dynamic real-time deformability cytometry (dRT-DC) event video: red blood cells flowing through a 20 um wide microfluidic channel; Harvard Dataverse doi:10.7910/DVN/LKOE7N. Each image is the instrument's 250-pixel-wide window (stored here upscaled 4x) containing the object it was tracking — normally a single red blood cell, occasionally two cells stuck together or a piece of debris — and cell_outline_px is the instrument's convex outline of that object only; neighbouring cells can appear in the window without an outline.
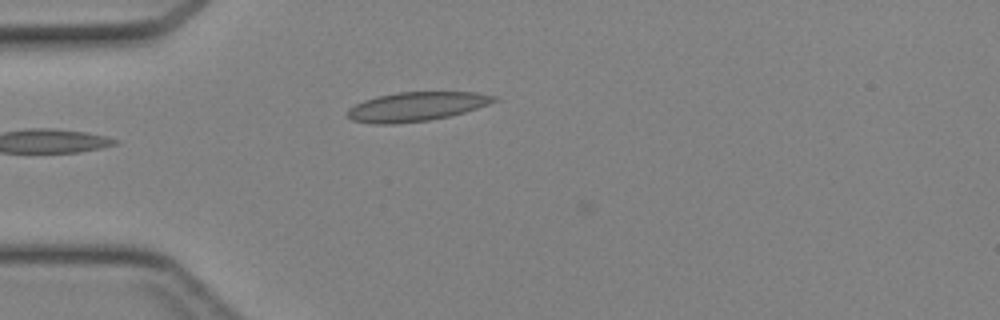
{"species": "Egyptian fruit bat (a non-hibernating species)", "species_latin": "Rousettus aegyptiacus", "temperature_condition": "cold", "stored_images_in_passage": 34, "camera_frame_rate_fps": 3000, "um_per_image_px": 0.085, "animal": {"sex": "female"}, "frame": {"image": 1, "passage_image": 4, "time_ms": 1.0, "image_size_px": [1000, 320], "cell_outline_px": [[500, 100], [464, 112], [448, 116], [428, 120], [392, 124], [376, 124], [352, 120], [348, 116], [348, 108], [364, 100], [376, 96], [396, 92], [476, 92], [496, 96]], "centroid_in_image_um": [35.39, 9.05], "position_along_channel_um": 49.6, "area_um2": 24.74}}
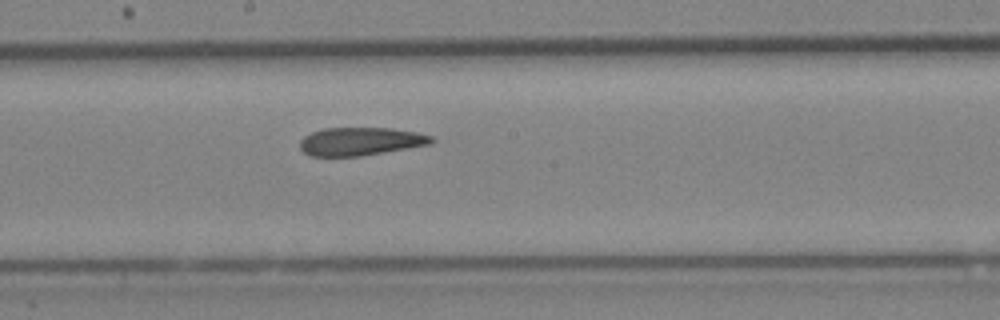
{"frame": {"image": 2, "passage_image": 16, "time_ms": 5.0, "image_size_px": [1000, 320], "cell_outline_px": [[436, 140], [432, 144], [360, 156], [308, 156], [300, 148], [300, 140], [304, 136], [312, 132], [324, 128], [392, 128], [416, 132], [432, 136]], "centroid_in_image_um": [30.65, 12.02], "position_along_channel_um": 217.5, "area_um2": 21.62}}
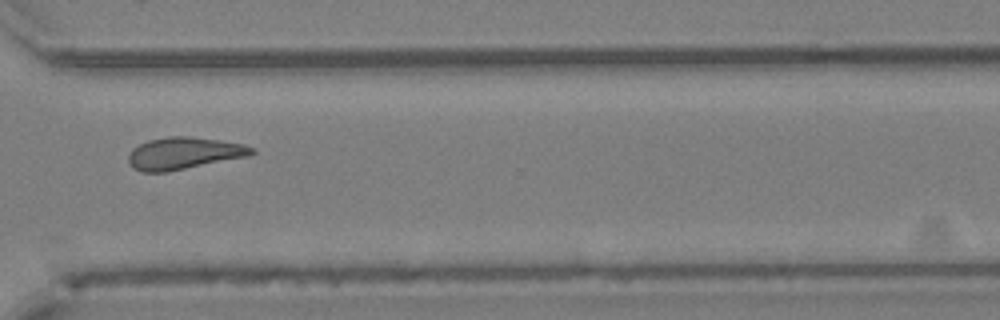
{"frame": {"image": 3, "passage_image": 25, "time_ms": 8.0, "image_size_px": [1000, 320], "cell_outline_px": [[256, 152], [248, 156], [168, 172], [140, 172], [132, 168], [128, 160], [128, 156], [132, 148], [148, 140], [168, 136], [192, 136], [220, 140], [244, 144], [256, 148]], "centroid_in_image_um": [15.63, 13.03], "position_along_channel_um": 355.0, "area_um2": 23.29}}